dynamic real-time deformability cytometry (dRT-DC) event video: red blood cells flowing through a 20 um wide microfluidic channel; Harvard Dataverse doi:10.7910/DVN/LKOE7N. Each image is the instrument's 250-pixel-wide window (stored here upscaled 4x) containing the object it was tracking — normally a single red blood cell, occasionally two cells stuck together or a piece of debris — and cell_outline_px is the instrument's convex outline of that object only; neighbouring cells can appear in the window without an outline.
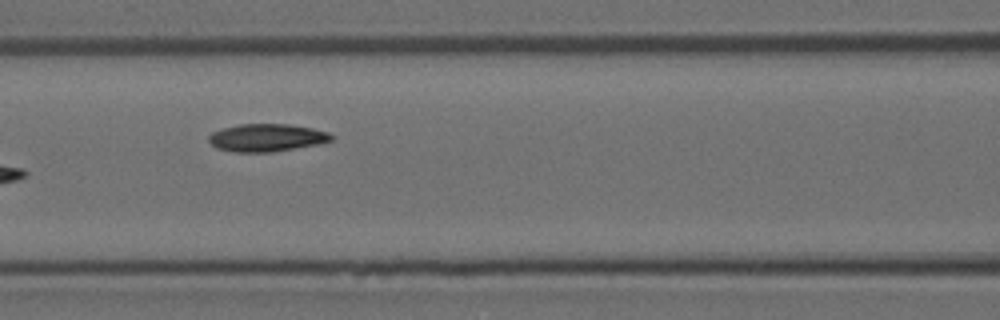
{"species": "Egyptian fruit bat (a non-hibernating species)", "species_latin": "Rousettus aegyptiacus", "temperature_condition": "room temperature", "stored_images_in_passage": 7, "camera_frame_rate_fps": 3000, "um_per_image_px": 0.085, "animal": {"sex": "female"}, "frame": {"image": 1, "passage_image": 7, "time_ms": 7.333, "image_size_px": [1000, 320], "cell_outline_px": [[332, 140], [316, 144], [272, 152], [236, 152], [216, 148], [208, 140], [208, 136], [212, 132], [224, 128], [240, 124], [288, 124], [312, 128], [328, 132], [332, 136]], "centroid_in_image_um": [22.64, 11.7], "position_along_channel_um": 144.0, "area_um2": 19.54}}